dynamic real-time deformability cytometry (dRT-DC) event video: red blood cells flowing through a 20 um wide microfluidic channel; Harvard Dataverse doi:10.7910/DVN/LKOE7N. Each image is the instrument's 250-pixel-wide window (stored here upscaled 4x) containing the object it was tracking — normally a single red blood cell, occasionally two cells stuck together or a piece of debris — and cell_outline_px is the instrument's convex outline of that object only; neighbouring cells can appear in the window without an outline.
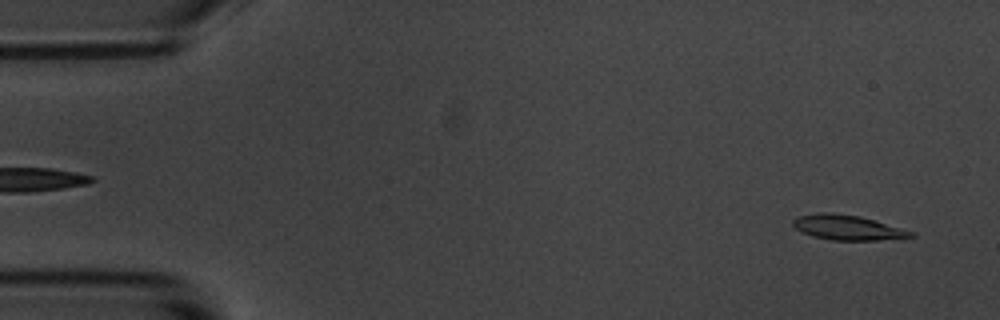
{"species": "common noctule bat (a hibernating species)", "species_latin": "Nyctalus noctula", "temperature_condition": "room temperature", "stored_images_in_passage": 8, "camera_frame_rate_fps": 3000, "um_per_image_px": 0.085, "animal": {"sex": "male", "body_mass_g": 20.1, "forearm_length_mm": 53.5}, "frame": {"image": 1, "passage_image": 1, "time_ms": 0.0, "image_size_px": [1000, 320], "cell_outline_px": [[916, 236], [880, 240], [832, 240], [812, 236], [796, 228], [792, 224], [792, 220], [800, 216], [820, 212], [832, 212], [860, 216], [912, 232]], "centroid_in_image_um": [72.0, 19.33], "position_along_channel_um": 13.0, "area_um2": 16.76}}
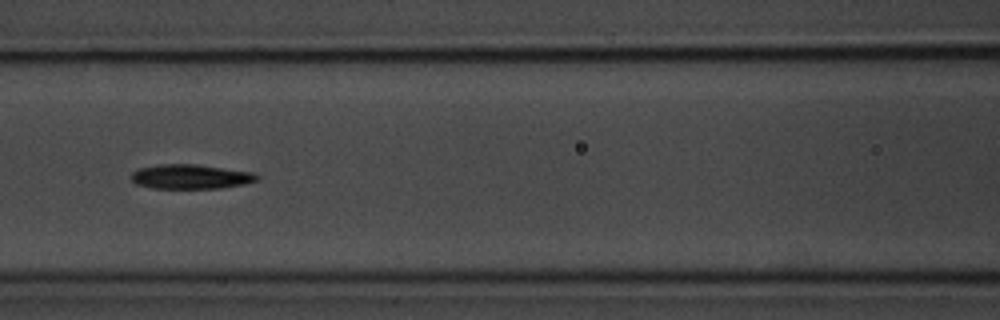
{"frame": {"image": 2, "passage_image": 7, "time_ms": 7.0, "image_size_px": [1000, 320], "cell_outline_px": [[260, 176], [256, 180], [244, 184], [224, 188], [152, 188], [136, 184], [132, 180], [132, 172], [136, 168], [160, 164], [196, 164], [252, 172]], "centroid_in_image_um": [16.18, 15.01], "position_along_channel_um": 150.4, "area_um2": 17.98}}
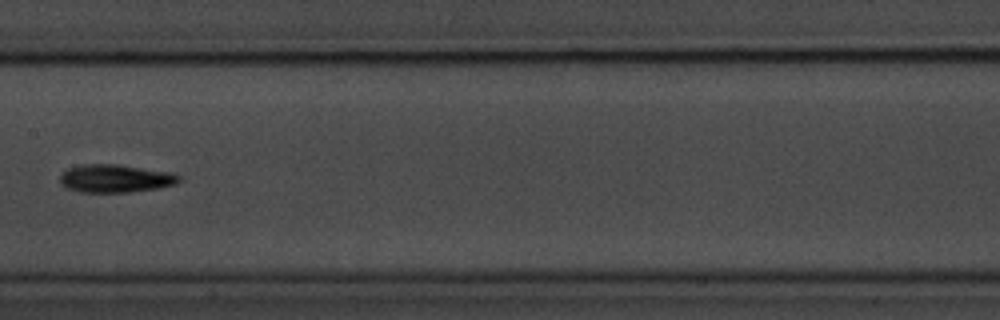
{"frame": {"image": 3, "passage_image": 8, "time_ms": 8.333, "image_size_px": [1000, 320], "cell_outline_px": [[180, 180], [176, 184], [160, 188], [128, 192], [80, 192], [68, 188], [60, 184], [60, 176], [68, 168], [84, 164], [116, 164], [168, 172], [180, 176]], "centroid_in_image_um": [9.79, 15.18], "position_along_channel_um": 197.6, "area_um2": 19.25}}